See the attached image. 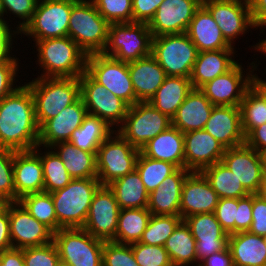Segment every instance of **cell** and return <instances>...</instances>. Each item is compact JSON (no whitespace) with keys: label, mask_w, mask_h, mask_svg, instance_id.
Listing matches in <instances>:
<instances>
[{"label":"cell","mask_w":266,"mask_h":266,"mask_svg":"<svg viewBox=\"0 0 266 266\" xmlns=\"http://www.w3.org/2000/svg\"><path fill=\"white\" fill-rule=\"evenodd\" d=\"M79 83L80 97L88 114L97 116L113 129L120 127L129 106L106 87L96 82L86 71L79 76Z\"/></svg>","instance_id":"obj_13"},{"label":"cell","mask_w":266,"mask_h":266,"mask_svg":"<svg viewBox=\"0 0 266 266\" xmlns=\"http://www.w3.org/2000/svg\"><path fill=\"white\" fill-rule=\"evenodd\" d=\"M151 215L148 208L121 209L114 242L128 245L139 242Z\"/></svg>","instance_id":"obj_38"},{"label":"cell","mask_w":266,"mask_h":266,"mask_svg":"<svg viewBox=\"0 0 266 266\" xmlns=\"http://www.w3.org/2000/svg\"><path fill=\"white\" fill-rule=\"evenodd\" d=\"M228 247L234 266H266V246L263 236L249 231L229 235Z\"/></svg>","instance_id":"obj_32"},{"label":"cell","mask_w":266,"mask_h":266,"mask_svg":"<svg viewBox=\"0 0 266 266\" xmlns=\"http://www.w3.org/2000/svg\"><path fill=\"white\" fill-rule=\"evenodd\" d=\"M9 224L12 248L42 246L53 241L54 232L36 220L17 202H9Z\"/></svg>","instance_id":"obj_17"},{"label":"cell","mask_w":266,"mask_h":266,"mask_svg":"<svg viewBox=\"0 0 266 266\" xmlns=\"http://www.w3.org/2000/svg\"><path fill=\"white\" fill-rule=\"evenodd\" d=\"M202 5L210 12L232 47L235 46V39L249 32V28L256 30L249 0H202Z\"/></svg>","instance_id":"obj_15"},{"label":"cell","mask_w":266,"mask_h":266,"mask_svg":"<svg viewBox=\"0 0 266 266\" xmlns=\"http://www.w3.org/2000/svg\"><path fill=\"white\" fill-rule=\"evenodd\" d=\"M263 164L266 168V149L261 153Z\"/></svg>","instance_id":"obj_65"},{"label":"cell","mask_w":266,"mask_h":266,"mask_svg":"<svg viewBox=\"0 0 266 266\" xmlns=\"http://www.w3.org/2000/svg\"><path fill=\"white\" fill-rule=\"evenodd\" d=\"M0 266H25L23 249L10 248L0 252Z\"/></svg>","instance_id":"obj_60"},{"label":"cell","mask_w":266,"mask_h":266,"mask_svg":"<svg viewBox=\"0 0 266 266\" xmlns=\"http://www.w3.org/2000/svg\"><path fill=\"white\" fill-rule=\"evenodd\" d=\"M78 0H38L31 21L18 33L32 40L68 36L72 6Z\"/></svg>","instance_id":"obj_11"},{"label":"cell","mask_w":266,"mask_h":266,"mask_svg":"<svg viewBox=\"0 0 266 266\" xmlns=\"http://www.w3.org/2000/svg\"><path fill=\"white\" fill-rule=\"evenodd\" d=\"M87 115V109L79 97L39 128L38 145L50 148L57 143L69 141L73 131L81 126Z\"/></svg>","instance_id":"obj_22"},{"label":"cell","mask_w":266,"mask_h":266,"mask_svg":"<svg viewBox=\"0 0 266 266\" xmlns=\"http://www.w3.org/2000/svg\"><path fill=\"white\" fill-rule=\"evenodd\" d=\"M170 126L172 119L147 101L131 105L123 124L116 131L133 147L141 150L148 141Z\"/></svg>","instance_id":"obj_8"},{"label":"cell","mask_w":266,"mask_h":266,"mask_svg":"<svg viewBox=\"0 0 266 266\" xmlns=\"http://www.w3.org/2000/svg\"><path fill=\"white\" fill-rule=\"evenodd\" d=\"M252 224L248 230L258 236L266 235V200L253 194Z\"/></svg>","instance_id":"obj_54"},{"label":"cell","mask_w":266,"mask_h":266,"mask_svg":"<svg viewBox=\"0 0 266 266\" xmlns=\"http://www.w3.org/2000/svg\"><path fill=\"white\" fill-rule=\"evenodd\" d=\"M139 153V149L133 147L115 130L97 151V179L101 185L108 186L132 172Z\"/></svg>","instance_id":"obj_10"},{"label":"cell","mask_w":266,"mask_h":266,"mask_svg":"<svg viewBox=\"0 0 266 266\" xmlns=\"http://www.w3.org/2000/svg\"><path fill=\"white\" fill-rule=\"evenodd\" d=\"M183 221L196 240L197 263L228 247L229 234L222 228L214 212L188 216Z\"/></svg>","instance_id":"obj_20"},{"label":"cell","mask_w":266,"mask_h":266,"mask_svg":"<svg viewBox=\"0 0 266 266\" xmlns=\"http://www.w3.org/2000/svg\"><path fill=\"white\" fill-rule=\"evenodd\" d=\"M108 187L113 191L120 210L148 207L149 193L136 169L113 181Z\"/></svg>","instance_id":"obj_35"},{"label":"cell","mask_w":266,"mask_h":266,"mask_svg":"<svg viewBox=\"0 0 266 266\" xmlns=\"http://www.w3.org/2000/svg\"><path fill=\"white\" fill-rule=\"evenodd\" d=\"M25 84L33 94L39 128L80 97L79 77H37Z\"/></svg>","instance_id":"obj_3"},{"label":"cell","mask_w":266,"mask_h":266,"mask_svg":"<svg viewBox=\"0 0 266 266\" xmlns=\"http://www.w3.org/2000/svg\"><path fill=\"white\" fill-rule=\"evenodd\" d=\"M245 144L261 154L266 149V123L254 128L245 137Z\"/></svg>","instance_id":"obj_58"},{"label":"cell","mask_w":266,"mask_h":266,"mask_svg":"<svg viewBox=\"0 0 266 266\" xmlns=\"http://www.w3.org/2000/svg\"><path fill=\"white\" fill-rule=\"evenodd\" d=\"M254 82L266 93V81L265 80H262V78H259V76L256 74V78Z\"/></svg>","instance_id":"obj_64"},{"label":"cell","mask_w":266,"mask_h":266,"mask_svg":"<svg viewBox=\"0 0 266 266\" xmlns=\"http://www.w3.org/2000/svg\"><path fill=\"white\" fill-rule=\"evenodd\" d=\"M242 65L237 62L229 71L200 88L214 106H240L245 92L255 81L256 72L255 75L253 72L257 71L258 67L252 61L251 66H247L249 69L246 71L249 72L245 75Z\"/></svg>","instance_id":"obj_14"},{"label":"cell","mask_w":266,"mask_h":266,"mask_svg":"<svg viewBox=\"0 0 266 266\" xmlns=\"http://www.w3.org/2000/svg\"><path fill=\"white\" fill-rule=\"evenodd\" d=\"M39 127L30 88L24 83L0 101V148L32 150L38 145Z\"/></svg>","instance_id":"obj_1"},{"label":"cell","mask_w":266,"mask_h":266,"mask_svg":"<svg viewBox=\"0 0 266 266\" xmlns=\"http://www.w3.org/2000/svg\"><path fill=\"white\" fill-rule=\"evenodd\" d=\"M19 202L36 220L57 232V216L51 193L43 191L27 194Z\"/></svg>","instance_id":"obj_43"},{"label":"cell","mask_w":266,"mask_h":266,"mask_svg":"<svg viewBox=\"0 0 266 266\" xmlns=\"http://www.w3.org/2000/svg\"><path fill=\"white\" fill-rule=\"evenodd\" d=\"M109 25L91 0H78L70 13L68 37L87 56L100 54L107 44Z\"/></svg>","instance_id":"obj_5"},{"label":"cell","mask_w":266,"mask_h":266,"mask_svg":"<svg viewBox=\"0 0 266 266\" xmlns=\"http://www.w3.org/2000/svg\"><path fill=\"white\" fill-rule=\"evenodd\" d=\"M201 4L202 0H163L148 24L152 37L187 32Z\"/></svg>","instance_id":"obj_19"},{"label":"cell","mask_w":266,"mask_h":266,"mask_svg":"<svg viewBox=\"0 0 266 266\" xmlns=\"http://www.w3.org/2000/svg\"><path fill=\"white\" fill-rule=\"evenodd\" d=\"M226 148L204 129L184 133L185 169L201 172L221 162Z\"/></svg>","instance_id":"obj_23"},{"label":"cell","mask_w":266,"mask_h":266,"mask_svg":"<svg viewBox=\"0 0 266 266\" xmlns=\"http://www.w3.org/2000/svg\"><path fill=\"white\" fill-rule=\"evenodd\" d=\"M140 152L151 159L166 161L185 168L184 134L174 126L148 141Z\"/></svg>","instance_id":"obj_31"},{"label":"cell","mask_w":266,"mask_h":266,"mask_svg":"<svg viewBox=\"0 0 266 266\" xmlns=\"http://www.w3.org/2000/svg\"><path fill=\"white\" fill-rule=\"evenodd\" d=\"M186 33L196 45L198 52L235 49L225 40L221 29L202 4L195 11Z\"/></svg>","instance_id":"obj_30"},{"label":"cell","mask_w":266,"mask_h":266,"mask_svg":"<svg viewBox=\"0 0 266 266\" xmlns=\"http://www.w3.org/2000/svg\"><path fill=\"white\" fill-rule=\"evenodd\" d=\"M130 245L139 266H170L173 264L164 246L140 242Z\"/></svg>","instance_id":"obj_46"},{"label":"cell","mask_w":266,"mask_h":266,"mask_svg":"<svg viewBox=\"0 0 266 266\" xmlns=\"http://www.w3.org/2000/svg\"><path fill=\"white\" fill-rule=\"evenodd\" d=\"M257 195H259L263 200H266V168L264 170L261 186Z\"/></svg>","instance_id":"obj_63"},{"label":"cell","mask_w":266,"mask_h":266,"mask_svg":"<svg viewBox=\"0 0 266 266\" xmlns=\"http://www.w3.org/2000/svg\"><path fill=\"white\" fill-rule=\"evenodd\" d=\"M58 266H70V265L65 264V263H63V262L60 261V263L58 264Z\"/></svg>","instance_id":"obj_68"},{"label":"cell","mask_w":266,"mask_h":266,"mask_svg":"<svg viewBox=\"0 0 266 266\" xmlns=\"http://www.w3.org/2000/svg\"><path fill=\"white\" fill-rule=\"evenodd\" d=\"M263 241H264V244L266 246V235L263 236Z\"/></svg>","instance_id":"obj_69"},{"label":"cell","mask_w":266,"mask_h":266,"mask_svg":"<svg viewBox=\"0 0 266 266\" xmlns=\"http://www.w3.org/2000/svg\"><path fill=\"white\" fill-rule=\"evenodd\" d=\"M135 169L138 171L146 191L150 194L159 188L165 178L173 174L178 168L170 162L154 160L140 152Z\"/></svg>","instance_id":"obj_42"},{"label":"cell","mask_w":266,"mask_h":266,"mask_svg":"<svg viewBox=\"0 0 266 266\" xmlns=\"http://www.w3.org/2000/svg\"><path fill=\"white\" fill-rule=\"evenodd\" d=\"M12 248L9 224V202L0 209V252Z\"/></svg>","instance_id":"obj_57"},{"label":"cell","mask_w":266,"mask_h":266,"mask_svg":"<svg viewBox=\"0 0 266 266\" xmlns=\"http://www.w3.org/2000/svg\"><path fill=\"white\" fill-rule=\"evenodd\" d=\"M162 2L163 0H132L133 22L149 24Z\"/></svg>","instance_id":"obj_55"},{"label":"cell","mask_w":266,"mask_h":266,"mask_svg":"<svg viewBox=\"0 0 266 266\" xmlns=\"http://www.w3.org/2000/svg\"><path fill=\"white\" fill-rule=\"evenodd\" d=\"M50 148L54 149L73 179L97 178V153L78 149L69 141L57 143Z\"/></svg>","instance_id":"obj_33"},{"label":"cell","mask_w":266,"mask_h":266,"mask_svg":"<svg viewBox=\"0 0 266 266\" xmlns=\"http://www.w3.org/2000/svg\"><path fill=\"white\" fill-rule=\"evenodd\" d=\"M260 27V28H259ZM265 28L266 27V23H263V24H261V25H259V26H257V30H258V28L259 29H261V32L260 33H262L263 31H265V30H263L262 28ZM253 48V50H257V52L259 51V52H261L262 54H266V39H261V41H259L258 43H256L255 45H253L252 46Z\"/></svg>","instance_id":"obj_62"},{"label":"cell","mask_w":266,"mask_h":266,"mask_svg":"<svg viewBox=\"0 0 266 266\" xmlns=\"http://www.w3.org/2000/svg\"><path fill=\"white\" fill-rule=\"evenodd\" d=\"M238 199L220 198L214 214L222 228L229 234H234V222L237 220Z\"/></svg>","instance_id":"obj_52"},{"label":"cell","mask_w":266,"mask_h":266,"mask_svg":"<svg viewBox=\"0 0 266 266\" xmlns=\"http://www.w3.org/2000/svg\"><path fill=\"white\" fill-rule=\"evenodd\" d=\"M8 24L4 20H0V60L9 58L12 55V48L15 47L13 42L17 33L11 29L12 27H9L12 25Z\"/></svg>","instance_id":"obj_56"},{"label":"cell","mask_w":266,"mask_h":266,"mask_svg":"<svg viewBox=\"0 0 266 266\" xmlns=\"http://www.w3.org/2000/svg\"><path fill=\"white\" fill-rule=\"evenodd\" d=\"M37 2L38 0H1L3 20L8 22V20L6 21L4 18V14L7 13L21 20H19V24L14 28L17 35L31 21Z\"/></svg>","instance_id":"obj_50"},{"label":"cell","mask_w":266,"mask_h":266,"mask_svg":"<svg viewBox=\"0 0 266 266\" xmlns=\"http://www.w3.org/2000/svg\"><path fill=\"white\" fill-rule=\"evenodd\" d=\"M164 248L174 265L198 266L196 240L184 221H182L168 237L164 244Z\"/></svg>","instance_id":"obj_37"},{"label":"cell","mask_w":266,"mask_h":266,"mask_svg":"<svg viewBox=\"0 0 266 266\" xmlns=\"http://www.w3.org/2000/svg\"><path fill=\"white\" fill-rule=\"evenodd\" d=\"M214 105L200 89L193 88L172 117V126L183 134L202 130L210 117Z\"/></svg>","instance_id":"obj_29"},{"label":"cell","mask_w":266,"mask_h":266,"mask_svg":"<svg viewBox=\"0 0 266 266\" xmlns=\"http://www.w3.org/2000/svg\"><path fill=\"white\" fill-rule=\"evenodd\" d=\"M119 205L113 191L101 185L95 192L84 226L85 231L104 242L114 241Z\"/></svg>","instance_id":"obj_16"},{"label":"cell","mask_w":266,"mask_h":266,"mask_svg":"<svg viewBox=\"0 0 266 266\" xmlns=\"http://www.w3.org/2000/svg\"><path fill=\"white\" fill-rule=\"evenodd\" d=\"M198 266H234L229 247L202 259Z\"/></svg>","instance_id":"obj_59"},{"label":"cell","mask_w":266,"mask_h":266,"mask_svg":"<svg viewBox=\"0 0 266 266\" xmlns=\"http://www.w3.org/2000/svg\"><path fill=\"white\" fill-rule=\"evenodd\" d=\"M178 168L166 177L159 188L149 194L148 210L152 215L180 216V201L183 182L190 173Z\"/></svg>","instance_id":"obj_27"},{"label":"cell","mask_w":266,"mask_h":266,"mask_svg":"<svg viewBox=\"0 0 266 266\" xmlns=\"http://www.w3.org/2000/svg\"><path fill=\"white\" fill-rule=\"evenodd\" d=\"M128 70L139 102L149 101L166 78L165 71L152 54L129 62Z\"/></svg>","instance_id":"obj_26"},{"label":"cell","mask_w":266,"mask_h":266,"mask_svg":"<svg viewBox=\"0 0 266 266\" xmlns=\"http://www.w3.org/2000/svg\"><path fill=\"white\" fill-rule=\"evenodd\" d=\"M240 110L245 137L254 128L266 123V93L255 82L245 92Z\"/></svg>","instance_id":"obj_39"},{"label":"cell","mask_w":266,"mask_h":266,"mask_svg":"<svg viewBox=\"0 0 266 266\" xmlns=\"http://www.w3.org/2000/svg\"><path fill=\"white\" fill-rule=\"evenodd\" d=\"M183 221L181 216L151 215L140 243L164 246L168 237Z\"/></svg>","instance_id":"obj_44"},{"label":"cell","mask_w":266,"mask_h":266,"mask_svg":"<svg viewBox=\"0 0 266 266\" xmlns=\"http://www.w3.org/2000/svg\"><path fill=\"white\" fill-rule=\"evenodd\" d=\"M103 266H139L131 245L106 241L103 245Z\"/></svg>","instance_id":"obj_47"},{"label":"cell","mask_w":266,"mask_h":266,"mask_svg":"<svg viewBox=\"0 0 266 266\" xmlns=\"http://www.w3.org/2000/svg\"><path fill=\"white\" fill-rule=\"evenodd\" d=\"M221 162L237 177L250 194L259 192L265 170L259 152L246 144L227 148Z\"/></svg>","instance_id":"obj_18"},{"label":"cell","mask_w":266,"mask_h":266,"mask_svg":"<svg viewBox=\"0 0 266 266\" xmlns=\"http://www.w3.org/2000/svg\"><path fill=\"white\" fill-rule=\"evenodd\" d=\"M251 16L255 27L266 23V0H249Z\"/></svg>","instance_id":"obj_61"},{"label":"cell","mask_w":266,"mask_h":266,"mask_svg":"<svg viewBox=\"0 0 266 266\" xmlns=\"http://www.w3.org/2000/svg\"><path fill=\"white\" fill-rule=\"evenodd\" d=\"M100 186L97 178H79L72 179L64 188L51 193L57 216V231L84 226L93 196Z\"/></svg>","instance_id":"obj_4"},{"label":"cell","mask_w":266,"mask_h":266,"mask_svg":"<svg viewBox=\"0 0 266 266\" xmlns=\"http://www.w3.org/2000/svg\"><path fill=\"white\" fill-rule=\"evenodd\" d=\"M13 160V150L0 148V198L6 203L15 202Z\"/></svg>","instance_id":"obj_48"},{"label":"cell","mask_w":266,"mask_h":266,"mask_svg":"<svg viewBox=\"0 0 266 266\" xmlns=\"http://www.w3.org/2000/svg\"><path fill=\"white\" fill-rule=\"evenodd\" d=\"M204 130L226 149L245 144L240 106H214Z\"/></svg>","instance_id":"obj_24"},{"label":"cell","mask_w":266,"mask_h":266,"mask_svg":"<svg viewBox=\"0 0 266 266\" xmlns=\"http://www.w3.org/2000/svg\"><path fill=\"white\" fill-rule=\"evenodd\" d=\"M13 175L15 202L27 194L44 191L42 163L34 149L14 151Z\"/></svg>","instance_id":"obj_25"},{"label":"cell","mask_w":266,"mask_h":266,"mask_svg":"<svg viewBox=\"0 0 266 266\" xmlns=\"http://www.w3.org/2000/svg\"><path fill=\"white\" fill-rule=\"evenodd\" d=\"M152 38L146 23H111L102 54L122 62L136 61L151 54Z\"/></svg>","instance_id":"obj_6"},{"label":"cell","mask_w":266,"mask_h":266,"mask_svg":"<svg viewBox=\"0 0 266 266\" xmlns=\"http://www.w3.org/2000/svg\"><path fill=\"white\" fill-rule=\"evenodd\" d=\"M5 203L6 202L3 199L0 198V209L5 206Z\"/></svg>","instance_id":"obj_67"},{"label":"cell","mask_w":266,"mask_h":266,"mask_svg":"<svg viewBox=\"0 0 266 266\" xmlns=\"http://www.w3.org/2000/svg\"><path fill=\"white\" fill-rule=\"evenodd\" d=\"M235 49H220L198 52L190 75L191 85L200 89L214 78L229 71L238 61Z\"/></svg>","instance_id":"obj_28"},{"label":"cell","mask_w":266,"mask_h":266,"mask_svg":"<svg viewBox=\"0 0 266 266\" xmlns=\"http://www.w3.org/2000/svg\"><path fill=\"white\" fill-rule=\"evenodd\" d=\"M33 41L43 69L38 77H79L85 72L87 55L70 37Z\"/></svg>","instance_id":"obj_2"},{"label":"cell","mask_w":266,"mask_h":266,"mask_svg":"<svg viewBox=\"0 0 266 266\" xmlns=\"http://www.w3.org/2000/svg\"><path fill=\"white\" fill-rule=\"evenodd\" d=\"M109 23L133 22L132 0H91Z\"/></svg>","instance_id":"obj_45"},{"label":"cell","mask_w":266,"mask_h":266,"mask_svg":"<svg viewBox=\"0 0 266 266\" xmlns=\"http://www.w3.org/2000/svg\"><path fill=\"white\" fill-rule=\"evenodd\" d=\"M42 149H44V152L41 151ZM34 150L40 155L42 163L44 192L52 193L64 188L71 182L73 178L67 172L62 160L53 149L45 147L40 148V146L37 145Z\"/></svg>","instance_id":"obj_41"},{"label":"cell","mask_w":266,"mask_h":266,"mask_svg":"<svg viewBox=\"0 0 266 266\" xmlns=\"http://www.w3.org/2000/svg\"><path fill=\"white\" fill-rule=\"evenodd\" d=\"M0 20H3V8H2L1 0H0Z\"/></svg>","instance_id":"obj_66"},{"label":"cell","mask_w":266,"mask_h":266,"mask_svg":"<svg viewBox=\"0 0 266 266\" xmlns=\"http://www.w3.org/2000/svg\"><path fill=\"white\" fill-rule=\"evenodd\" d=\"M60 261L70 266H103L104 241L83 228H62L53 234Z\"/></svg>","instance_id":"obj_9"},{"label":"cell","mask_w":266,"mask_h":266,"mask_svg":"<svg viewBox=\"0 0 266 266\" xmlns=\"http://www.w3.org/2000/svg\"><path fill=\"white\" fill-rule=\"evenodd\" d=\"M253 194L238 198L237 220L234 222V233L248 231L252 224Z\"/></svg>","instance_id":"obj_53"},{"label":"cell","mask_w":266,"mask_h":266,"mask_svg":"<svg viewBox=\"0 0 266 266\" xmlns=\"http://www.w3.org/2000/svg\"><path fill=\"white\" fill-rule=\"evenodd\" d=\"M151 54L163 68L166 76L190 78L198 50L185 32L153 37Z\"/></svg>","instance_id":"obj_7"},{"label":"cell","mask_w":266,"mask_h":266,"mask_svg":"<svg viewBox=\"0 0 266 266\" xmlns=\"http://www.w3.org/2000/svg\"><path fill=\"white\" fill-rule=\"evenodd\" d=\"M18 59L11 55L9 58L0 60V101L20 86L16 84L18 81L16 76L21 64L18 63Z\"/></svg>","instance_id":"obj_51"},{"label":"cell","mask_w":266,"mask_h":266,"mask_svg":"<svg viewBox=\"0 0 266 266\" xmlns=\"http://www.w3.org/2000/svg\"><path fill=\"white\" fill-rule=\"evenodd\" d=\"M192 89L189 78L166 76L163 84L157 89L149 102L161 113L172 119Z\"/></svg>","instance_id":"obj_34"},{"label":"cell","mask_w":266,"mask_h":266,"mask_svg":"<svg viewBox=\"0 0 266 266\" xmlns=\"http://www.w3.org/2000/svg\"><path fill=\"white\" fill-rule=\"evenodd\" d=\"M25 266H58L59 254L54 242L42 246L23 248Z\"/></svg>","instance_id":"obj_49"},{"label":"cell","mask_w":266,"mask_h":266,"mask_svg":"<svg viewBox=\"0 0 266 266\" xmlns=\"http://www.w3.org/2000/svg\"><path fill=\"white\" fill-rule=\"evenodd\" d=\"M115 130L105 121L88 114L79 128H76L69 142L75 147L86 152L97 153L99 146Z\"/></svg>","instance_id":"obj_36"},{"label":"cell","mask_w":266,"mask_h":266,"mask_svg":"<svg viewBox=\"0 0 266 266\" xmlns=\"http://www.w3.org/2000/svg\"><path fill=\"white\" fill-rule=\"evenodd\" d=\"M219 199L204 174L191 171L182 186L180 216L184 219L195 214L212 213Z\"/></svg>","instance_id":"obj_21"},{"label":"cell","mask_w":266,"mask_h":266,"mask_svg":"<svg viewBox=\"0 0 266 266\" xmlns=\"http://www.w3.org/2000/svg\"><path fill=\"white\" fill-rule=\"evenodd\" d=\"M219 198H242L250 193L237 177L222 162H217L201 171Z\"/></svg>","instance_id":"obj_40"},{"label":"cell","mask_w":266,"mask_h":266,"mask_svg":"<svg viewBox=\"0 0 266 266\" xmlns=\"http://www.w3.org/2000/svg\"><path fill=\"white\" fill-rule=\"evenodd\" d=\"M85 71L129 107L139 102L136 98L128 63L100 54L87 56Z\"/></svg>","instance_id":"obj_12"}]
</instances>
